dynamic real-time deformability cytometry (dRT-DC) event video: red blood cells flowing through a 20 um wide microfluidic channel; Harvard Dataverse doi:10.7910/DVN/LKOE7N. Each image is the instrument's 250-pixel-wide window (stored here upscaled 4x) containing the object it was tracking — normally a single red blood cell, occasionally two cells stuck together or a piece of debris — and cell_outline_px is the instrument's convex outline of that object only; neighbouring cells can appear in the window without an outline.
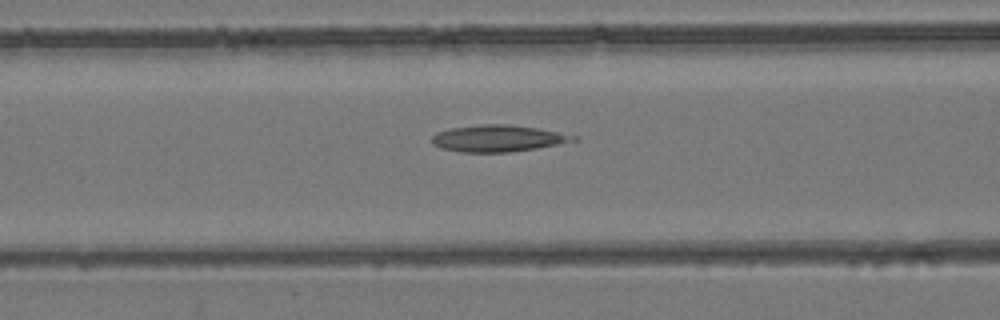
{"species": "common noctule bat (a hibernating species)", "species_latin": "Nyctalus noctula", "temperature_condition": "room temperature", "stored_images_in_passage": 54, "camera_frame_rate_fps": 3000, "um_per_image_px": 0.085, "animal": {"sex": "female", "body_mass_g": 24.6, "forearm_length_mm": 56.2}, "frame": {"image": 1, "passage_image": 23, "time_ms": 7.333, "image_size_px": [1000, 320], "cell_outline_px": [[580, 140], [536, 148], [508, 152], [460, 152], [440, 148], [432, 144], [432, 136], [436, 132], [452, 128], [484, 124], [508, 124], [536, 128], [580, 136]], "centroid_in_image_um": [42.34, 11.76], "position_along_channel_um": 124.3, "area_um2": 21.96}}
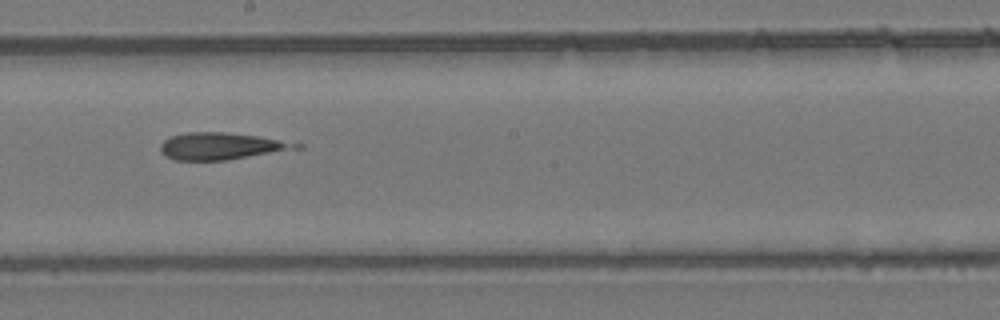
{"frame": {"image": 2, "passage_image": 31, "time_ms": 10.0, "image_size_px": [1000, 320], "cell_outline_px": [[304, 148], [228, 160], [176, 160], [164, 156], [160, 152], [160, 144], [164, 140], [172, 136], [188, 132], [224, 132], [256, 136], [304, 144]], "centroid_in_image_um": [18.82, 12.43], "position_along_channel_um": 229.4, "area_um2": 21.39}}
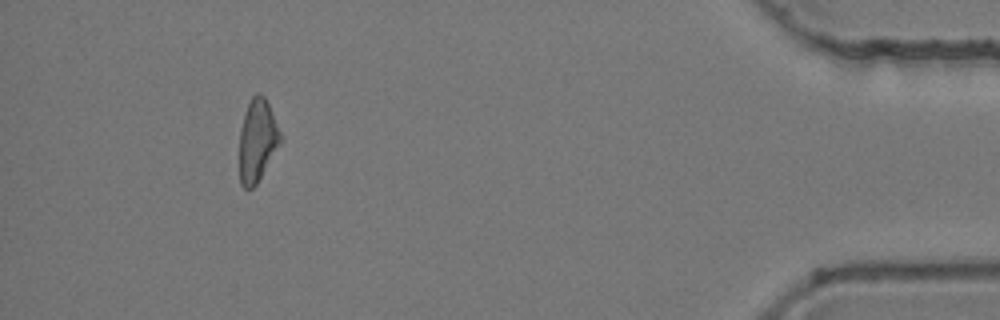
{"frame": {"image": 3, "passage_image": 50, "time_ms": 16.333, "image_size_px": [1000, 320], "cell_outline_px": [[284, 136], [280, 144], [256, 184], [252, 188], [244, 188], [240, 184], [240, 128], [244, 112], [252, 96], [256, 92], [260, 92], [264, 96]], "centroid_in_image_um": [21.89, 11.9], "position_along_channel_um": 413.3, "area_um2": 19.77}}